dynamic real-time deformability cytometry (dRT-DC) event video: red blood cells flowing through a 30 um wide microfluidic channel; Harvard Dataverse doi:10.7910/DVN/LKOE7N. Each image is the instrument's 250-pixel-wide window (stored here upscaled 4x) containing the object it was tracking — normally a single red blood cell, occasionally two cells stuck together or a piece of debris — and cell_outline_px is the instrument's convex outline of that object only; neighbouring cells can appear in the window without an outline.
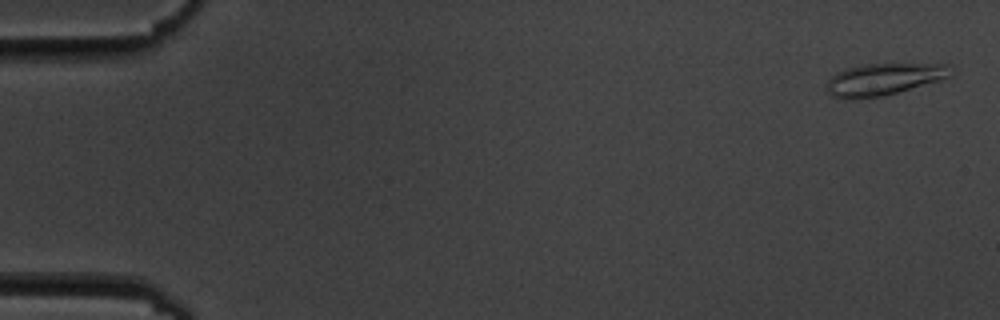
{"species": "common noctule bat (a hibernating species)", "species_latin": "Nyctalus noctula", "temperature_condition": "cold", "stored_images_in_passage": 4, "camera_frame_rate_fps": 3000, "um_per_image_px": 0.085, "animal": {"sex": "male", "body_mass_g": 19.5, "forearm_length_mm": 54.6}, "frame": {"image": 1, "passage_image": 1, "time_ms": 0.0, "image_size_px": [1000, 320], "cell_outline_px": [[948, 76], [940, 80], [884, 96], [852, 100], [832, 96], [828, 92], [828, 80], [836, 72], [844, 68], [864, 64], [948, 64]], "centroid_in_image_um": [75.03, 6.75], "position_along_channel_um": 10.0, "area_um2": 22.83}}